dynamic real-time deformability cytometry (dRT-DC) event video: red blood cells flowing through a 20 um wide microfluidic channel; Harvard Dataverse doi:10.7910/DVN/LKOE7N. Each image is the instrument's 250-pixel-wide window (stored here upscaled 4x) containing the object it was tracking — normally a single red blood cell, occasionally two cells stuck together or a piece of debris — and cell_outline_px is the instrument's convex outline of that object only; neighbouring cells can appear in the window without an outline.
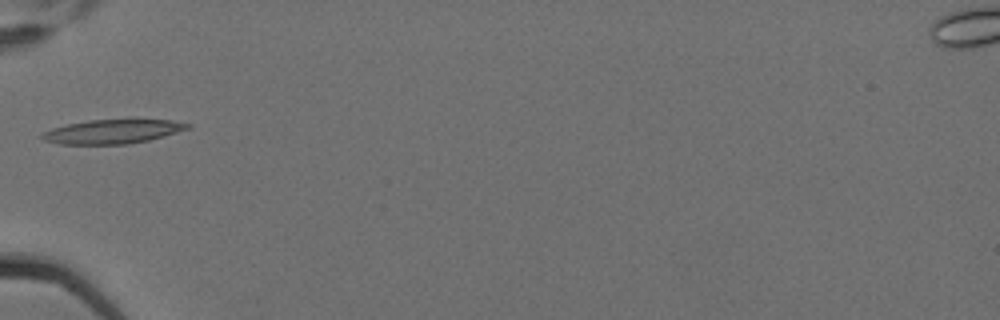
{"species": "Egyptian fruit bat (a non-hibernating species)", "species_latin": "Rousettus aegyptiacus", "temperature_condition": "cold", "stored_images_in_passage": 4, "camera_frame_rate_fps": 3000, "um_per_image_px": 0.085, "animal": {"sex": "female"}, "frame": {"image": 1, "passage_image": 2, "time_ms": 0.333, "image_size_px": [1000, 320], "cell_outline_px": [[192, 128], [164, 136], [148, 140], [128, 144], [60, 144], [44, 140], [40, 136], [44, 132], [52, 128], [68, 124], [88, 120], [136, 116], [172, 120], [192, 124]], "centroid_in_image_um": [9.7, 11.12], "position_along_channel_um": 75.3, "area_um2": 21.5}}
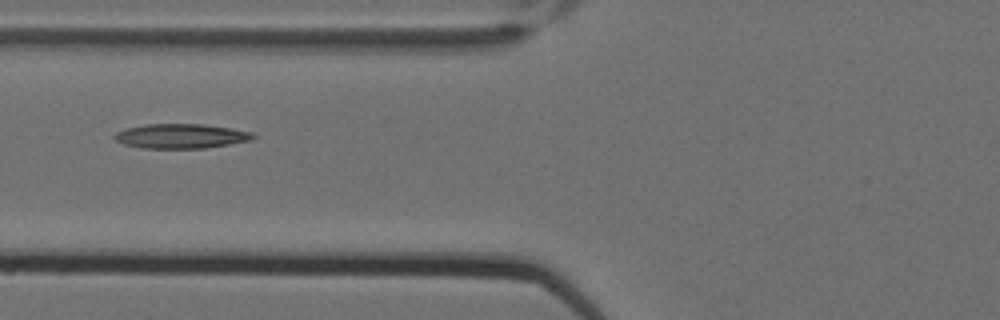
{"frame": {"image": 2, "passage_image": 3, "time_ms": 0.667, "image_size_px": [1000, 320], "cell_outline_px": [[256, 136], [252, 140], [204, 148], [140, 148], [124, 144], [116, 140], [112, 136], [116, 132], [124, 128], [144, 124], [204, 124], [232, 128], [252, 132]], "centroid_in_image_um": [15.36, 11.56], "position_along_channel_um": 110.4, "area_um2": 19.94}}
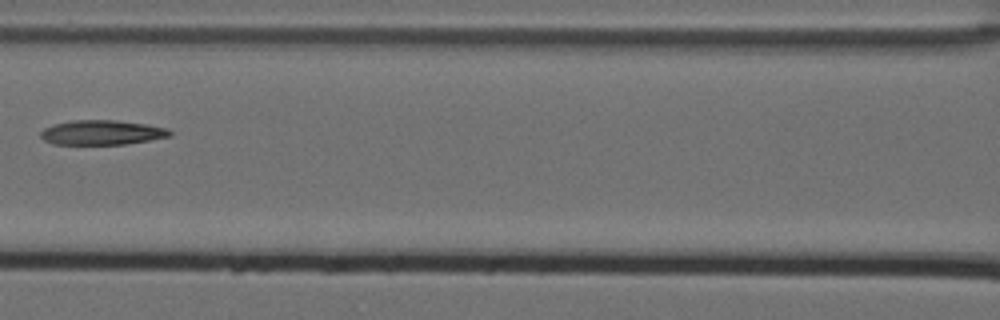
{"frame": {"image": 3, "passage_image": 4, "time_ms": 1.0, "image_size_px": [1000, 320], "cell_outline_px": [[172, 136], [124, 144], [52, 144], [44, 140], [40, 136], [40, 132], [44, 128], [56, 124], [72, 120], [116, 120], [148, 124], [168, 128], [172, 132]], "centroid_in_image_um": [8.68, 11.26], "position_along_channel_um": 157.9, "area_um2": 18.55}}